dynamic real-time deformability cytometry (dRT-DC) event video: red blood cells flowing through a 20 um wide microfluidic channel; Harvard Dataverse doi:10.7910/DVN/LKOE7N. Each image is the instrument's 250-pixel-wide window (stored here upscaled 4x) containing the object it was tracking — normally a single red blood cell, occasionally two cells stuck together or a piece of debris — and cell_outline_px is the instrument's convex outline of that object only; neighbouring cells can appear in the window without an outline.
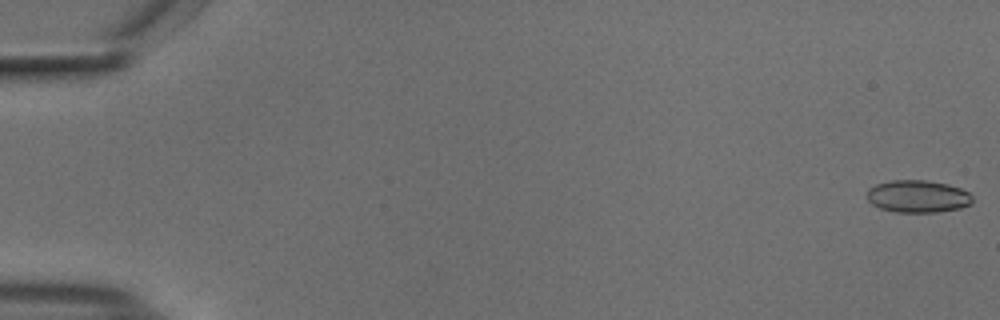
{"species": "common noctule bat (a hibernating species)", "species_latin": "Nyctalus noctula", "temperature_condition": "cold", "stored_images_in_passage": 55, "camera_frame_rate_fps": 3000, "um_per_image_px": 0.085, "animal": {"sex": "male", "body_mass_g": 18.8}, "frame": {"image": 1, "passage_image": 1, "time_ms": 0.0, "image_size_px": [1000, 320], "cell_outline_px": [[972, 204], [960, 208], [936, 212], [896, 212], [880, 208], [872, 204], [868, 200], [868, 188], [876, 184], [892, 180], [924, 180], [948, 184], [960, 188], [968, 192], [972, 196]], "centroid_in_image_um": [78.02, 16.69], "position_along_channel_um": 7.0, "area_um2": 19.88}}
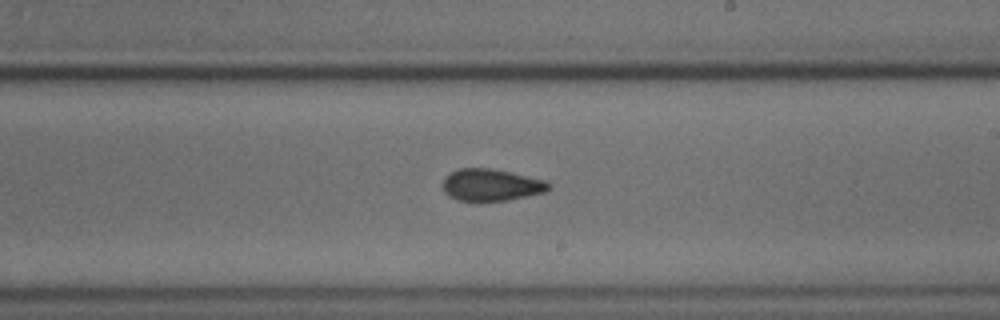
{"frame": {"image": 2, "passage_image": 33, "time_ms": 10.667, "image_size_px": [1000, 320], "cell_outline_px": [[552, 184], [544, 192], [504, 200], [456, 200], [448, 196], [444, 192], [444, 176], [460, 168], [492, 168], [548, 180]], "centroid_in_image_um": [41.75, 15.7], "position_along_channel_um": 247.2, "area_um2": 19.54}}
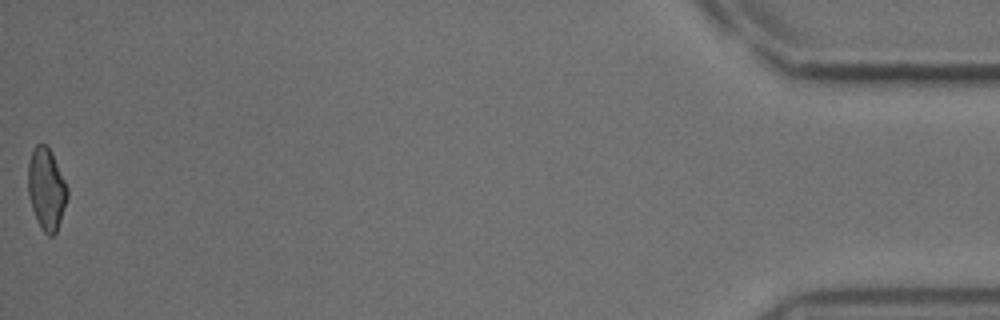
{"frame": {"image": 3, "passage_image": 55, "time_ms": 18.0, "image_size_px": [1000, 320], "cell_outline_px": [[68, 196], [56, 232], [52, 236], [48, 236], [44, 232], [36, 220], [28, 196], [28, 164], [32, 152], [36, 144], [44, 144], [48, 148], [68, 188]], "centroid_in_image_um": [3.93, 16.11], "position_along_channel_um": 431.3, "area_um2": 18.32}, "authors_computed_cell_mechanics": {"area_um2": 19.8254, "velocity_mm_per_s": 3.7369, "shape_relaxation_time_tau1_ms": 8.7362, "shape_relaxation_time_tau2_ms": 3.105, "deformation_change_tau1": 0.1506, "deformation_change_tau2": 0.0746}}